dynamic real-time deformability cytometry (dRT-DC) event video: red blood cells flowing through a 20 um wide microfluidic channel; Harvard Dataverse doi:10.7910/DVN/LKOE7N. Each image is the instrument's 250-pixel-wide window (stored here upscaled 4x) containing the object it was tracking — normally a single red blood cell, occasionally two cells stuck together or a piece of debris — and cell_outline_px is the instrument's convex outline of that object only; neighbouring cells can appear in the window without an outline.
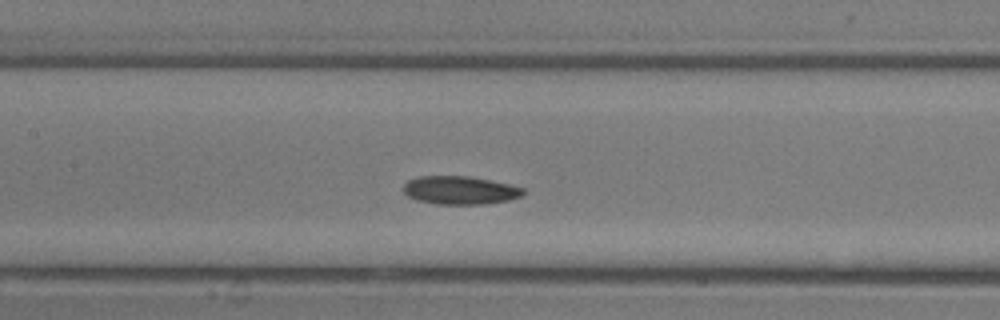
{"species": "common noctule bat (a hibernating species)", "species_latin": "Nyctalus noctula", "temperature_condition": "room temperature", "stored_images_in_passage": 12, "camera_frame_rate_fps": 3000, "um_per_image_px": 0.085, "animal": {"sex": "male", "body_mass_g": 13.3}, "frame": {"image": 1, "passage_image": 9, "time_ms": 2.667, "image_size_px": [1000, 320], "cell_outline_px": [[524, 196], [508, 200], [484, 204], [436, 204], [416, 200], [408, 196], [404, 192], [404, 184], [408, 180], [420, 176], [468, 176], [508, 184], [524, 188]], "centroid_in_image_um": [39.1, 16.17], "position_along_channel_um": 168.3, "area_um2": 19.65}}